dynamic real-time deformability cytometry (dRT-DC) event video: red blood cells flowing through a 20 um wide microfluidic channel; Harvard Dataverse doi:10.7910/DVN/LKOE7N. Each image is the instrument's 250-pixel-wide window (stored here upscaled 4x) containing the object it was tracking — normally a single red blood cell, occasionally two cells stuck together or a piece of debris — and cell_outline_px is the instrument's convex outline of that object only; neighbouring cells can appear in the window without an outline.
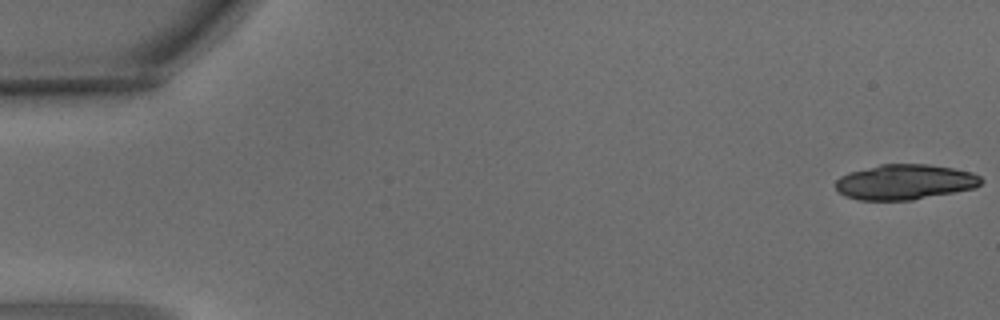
{"species": "common noctule bat (a hibernating species)", "species_latin": "Nyctalus noctula", "temperature_condition": "warm", "stored_images_in_passage": 4, "camera_frame_rate_fps": 3000, "um_per_image_px": 0.085, "animal": {"sex": "male", "body_mass_g": 15.6}, "frame": {"image": 1, "passage_image": 1, "time_ms": 0.0, "image_size_px": [1000, 320], "cell_outline_px": [[984, 180], [976, 188], [912, 200], [856, 200], [844, 196], [836, 192], [836, 180], [840, 176], [848, 172], [880, 164], [928, 164], [952, 168], [972, 172], [980, 176]], "centroid_in_image_um": [76.89, 15.47], "position_along_channel_um": 8.1, "area_um2": 30.17}}